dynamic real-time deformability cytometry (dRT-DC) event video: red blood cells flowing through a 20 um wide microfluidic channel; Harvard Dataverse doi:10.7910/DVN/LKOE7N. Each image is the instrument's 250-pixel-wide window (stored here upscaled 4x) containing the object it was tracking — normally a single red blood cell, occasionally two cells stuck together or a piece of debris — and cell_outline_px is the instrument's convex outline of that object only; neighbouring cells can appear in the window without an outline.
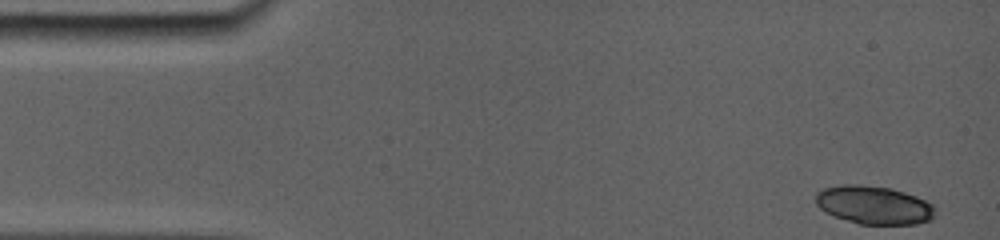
{"species": "common noctule bat (a hibernating species)", "species_latin": "Nyctalus noctula", "temperature_condition": "room temperature", "stored_images_in_passage": 12, "camera_frame_rate_fps": 5000, "um_per_image_px": 0.085, "animal": {"sex": "female", "body_mass_g": 19.0, "forearm_length_mm": 56.7}, "frame": {"image": 1, "passage_image": 1, "time_ms": 0.0, "image_size_px": [1000, 240], "cell_outline_px": [[936, 216], [932, 220], [916, 224], [860, 224], [832, 216], [824, 212], [816, 204], [816, 192], [824, 188], [844, 184], [852, 184], [888, 188], [904, 192], [916, 196], [932, 204], [936, 208]], "centroid_in_image_um": [74.29, 17.44], "position_along_channel_um": 10.7, "area_um2": 26.76}}
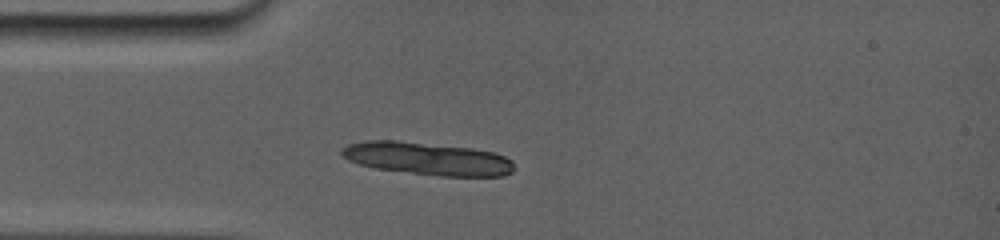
{"frame": {"image": 2, "passage_image": 12, "time_ms": 3.6, "image_size_px": [1000, 240], "cell_outline_px": [[512, 172], [504, 176], [440, 176], [376, 168], [360, 164], [348, 160], [340, 152], [348, 144], [376, 140], [388, 140], [468, 148], [492, 152], [504, 156], [512, 160]], "centroid_in_image_um": [36.36, 13.5], "position_along_channel_um": 48.6, "area_um2": 32.08}}